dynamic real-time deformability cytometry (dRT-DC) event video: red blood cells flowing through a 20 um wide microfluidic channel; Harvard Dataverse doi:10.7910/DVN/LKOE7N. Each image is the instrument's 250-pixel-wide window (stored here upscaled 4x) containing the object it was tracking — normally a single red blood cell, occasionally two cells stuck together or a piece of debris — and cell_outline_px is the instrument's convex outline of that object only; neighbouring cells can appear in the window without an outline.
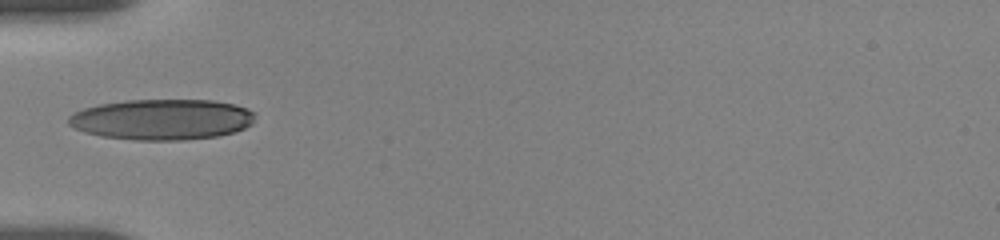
{"species": "human", "species_latin": "Homo sapiens", "temperature_condition": "room temperature", "stored_images_in_passage": 38, "camera_frame_rate_fps": 3000, "um_per_image_px": 0.085, "donor": {"sex": "female"}, "frame": {"image": 1, "passage_image": 1, "time_ms": 0.0, "image_size_px": [1000, 240], "cell_outline_px": [[256, 116], [252, 124], [236, 132], [220, 136], [184, 140], [136, 140], [100, 136], [84, 132], [72, 128], [68, 124], [68, 116], [84, 108], [100, 104], [128, 100], [212, 100], [236, 104], [248, 108], [256, 112]], "centroid_in_image_um": [13.81, 10.16], "position_along_channel_um": 71.2, "area_um2": 44.74}}
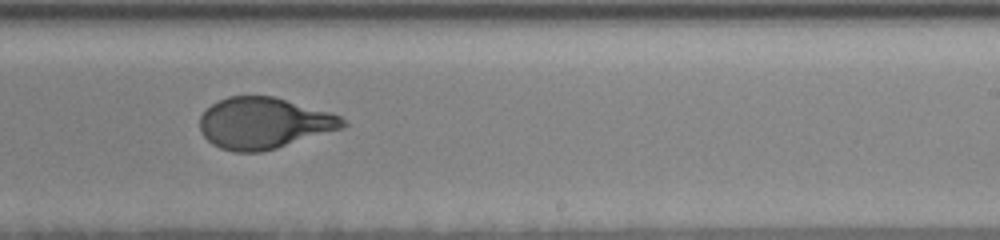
{"frame": {"image": 2, "passage_image": 22, "time_ms": 5.333, "image_size_px": [1000, 240], "cell_outline_px": [[348, 124], [344, 128], [276, 148], [260, 152], [236, 152], [220, 148], [212, 144], [200, 132], [200, 116], [212, 104], [228, 96], [272, 96], [332, 112], [340, 116]], "centroid_in_image_um": [22.44, 10.47], "position_along_channel_um": 266.6, "area_um2": 42.66}}
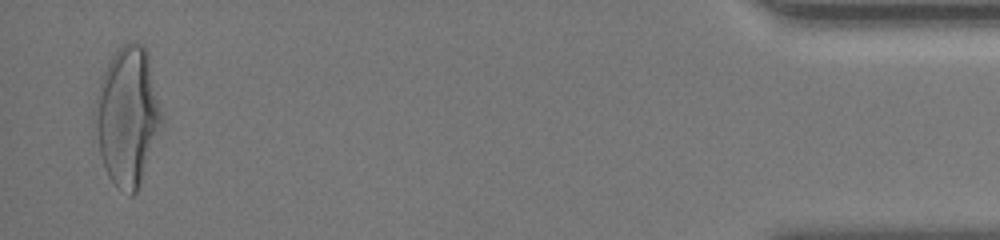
{"frame": {"image": 3, "passage_image": 37, "time_ms": 11.667, "image_size_px": [1000, 240], "cell_outline_px": [[164, 128], [136, 192], [132, 196], [128, 196], [108, 176], [92, 128], [92, 112], [100, 80], [112, 56], [120, 44], [132, 40], [140, 44], [148, 52], [164, 116]], "centroid_in_image_um": [10.86, 9.86], "position_along_channel_um": 424.3, "area_um2": 55.2}, "authors_computed_cell_mechanics": {"area_um2": 43.0899, "velocity_mm_per_s": 3.669, "shape_relaxation_time_tau1_ms": 4.3497, "shape_relaxation_time_tau2_ms": null, "deformation_change_tau1": 0.1945, "deformation_change_tau2": null}}